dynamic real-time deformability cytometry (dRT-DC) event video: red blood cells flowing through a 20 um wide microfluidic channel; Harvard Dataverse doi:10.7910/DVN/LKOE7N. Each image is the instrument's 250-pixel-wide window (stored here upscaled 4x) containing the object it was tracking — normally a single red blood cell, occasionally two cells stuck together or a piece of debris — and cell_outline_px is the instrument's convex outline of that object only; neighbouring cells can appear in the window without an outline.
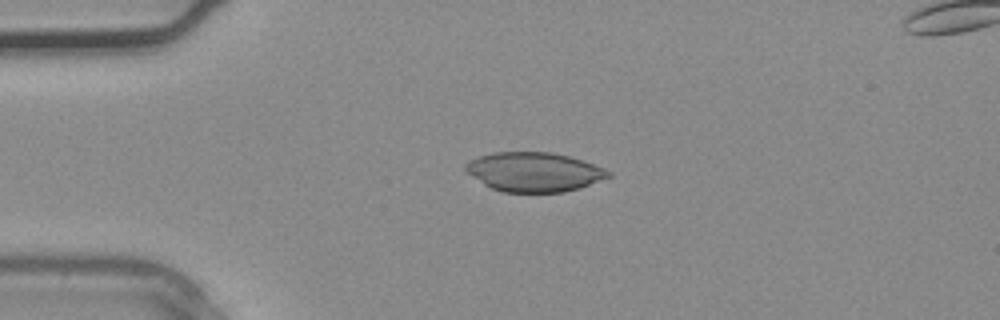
{"species": "common noctule bat (a hibernating species)", "species_latin": "Nyctalus noctula", "temperature_condition": "warm", "stored_images_in_passage": 1, "camera_frame_rate_fps": 3000, "um_per_image_px": 0.085, "animal": {"sex": "male", "body_mass_g": 20.4}, "frame": {"image": 1, "passage_image": 1, "time_ms": 0.0, "image_size_px": [1000, 320], "cell_outline_px": [[612, 176], [580, 188], [564, 192], [504, 192], [492, 188], [484, 184], [472, 176], [464, 168], [464, 164], [468, 160], [492, 152], [552, 152], [572, 156], [604, 168], [612, 172]], "centroid_in_image_um": [45.42, 14.6], "position_along_channel_um": 39.6, "area_um2": 32.89}}